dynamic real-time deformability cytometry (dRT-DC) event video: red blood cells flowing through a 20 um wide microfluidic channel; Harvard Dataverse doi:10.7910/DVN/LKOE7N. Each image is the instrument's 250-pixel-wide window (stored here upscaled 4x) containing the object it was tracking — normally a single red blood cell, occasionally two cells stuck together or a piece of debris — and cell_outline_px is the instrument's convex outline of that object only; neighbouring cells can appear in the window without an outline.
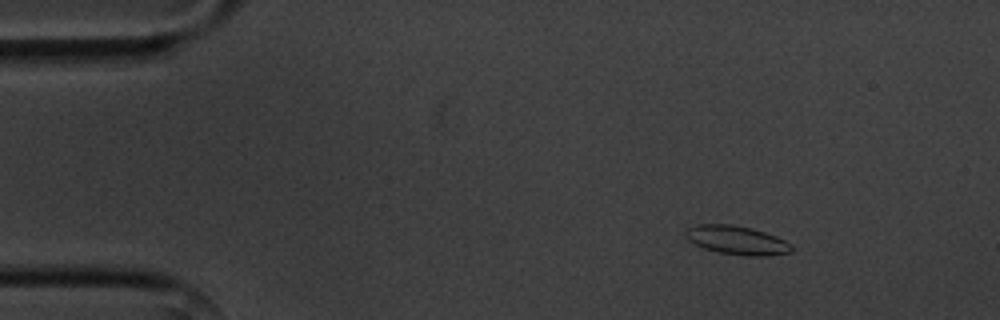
{"species": "common noctule bat (a hibernating species)", "species_latin": "Nyctalus noctula", "temperature_condition": "cold", "stored_images_in_passage": 4, "camera_frame_rate_fps": 3000, "um_per_image_px": 0.085, "animal": {"sex": "male", "body_mass_g": 20.1, "forearm_length_mm": 53.5}, "frame": {"image": 1, "passage_image": 1, "time_ms": 0.0, "image_size_px": [1000, 320], "cell_outline_px": [[792, 252], [764, 256], [744, 256], [720, 252], [704, 248], [688, 240], [684, 232], [688, 228], [700, 224], [732, 224], [752, 228], [776, 236], [792, 244]], "centroid_in_image_um": [62.65, 20.41], "position_along_channel_um": 22.3, "area_um2": 17.69}}